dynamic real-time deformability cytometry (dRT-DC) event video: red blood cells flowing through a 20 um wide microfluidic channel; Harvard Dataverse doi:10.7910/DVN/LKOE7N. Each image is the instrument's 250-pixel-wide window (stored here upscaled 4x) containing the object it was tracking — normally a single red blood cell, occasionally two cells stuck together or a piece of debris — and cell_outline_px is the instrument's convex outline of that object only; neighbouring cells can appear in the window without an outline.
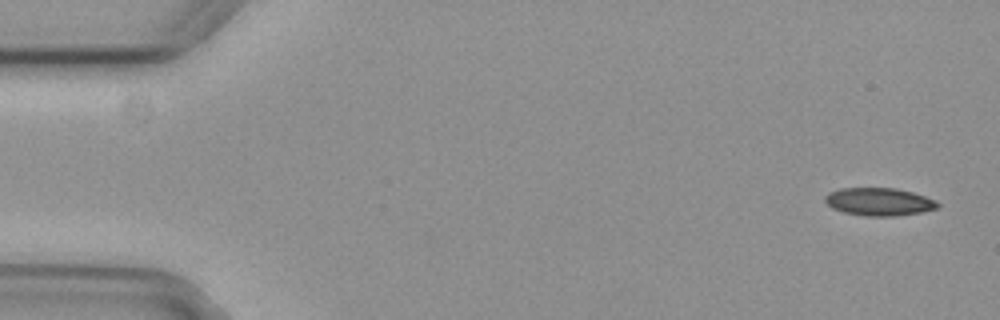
{"species": "common noctule bat (a hibernating species)", "species_latin": "Nyctalus noctula", "temperature_condition": "cold", "stored_images_in_passage": 7, "camera_frame_rate_fps": 3000, "um_per_image_px": 0.085, "animal": {"sex": "female", "body_mass_g": 29.2, "forearm_length_mm": 56.3}, "frame": {"image": 1, "passage_image": 1, "time_ms": 0.0, "image_size_px": [1000, 320], "cell_outline_px": [[940, 204], [936, 208], [924, 212], [892, 216], [868, 216], [844, 212], [832, 208], [824, 200], [824, 196], [828, 192], [840, 188], [896, 188], [912, 192], [936, 200]], "centroid_in_image_um": [74.71, 17.14], "position_along_channel_um": 10.3, "area_um2": 18.26}}
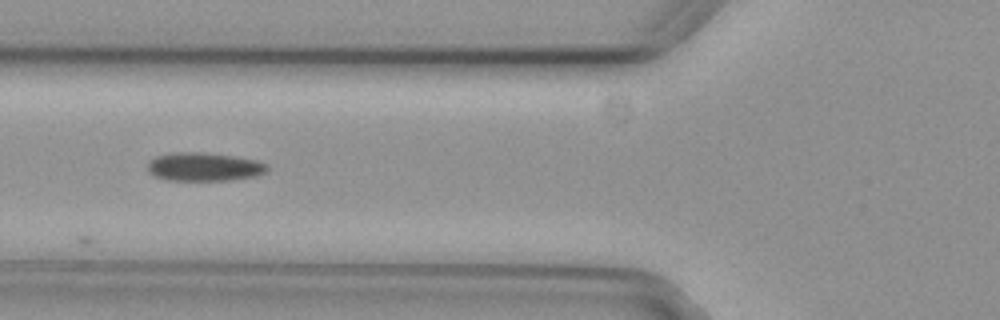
{"frame": {"image": 2, "passage_image": 6, "time_ms": 1.667, "image_size_px": [1000, 320], "cell_outline_px": [[268, 168], [264, 172], [256, 176], [228, 180], [164, 180], [148, 172], [148, 160], [156, 156], [172, 152], [204, 152], [232, 156], [256, 160], [264, 164]], "centroid_in_image_um": [17.28, 14.17], "position_along_channel_um": 108.5, "area_um2": 19.77}}